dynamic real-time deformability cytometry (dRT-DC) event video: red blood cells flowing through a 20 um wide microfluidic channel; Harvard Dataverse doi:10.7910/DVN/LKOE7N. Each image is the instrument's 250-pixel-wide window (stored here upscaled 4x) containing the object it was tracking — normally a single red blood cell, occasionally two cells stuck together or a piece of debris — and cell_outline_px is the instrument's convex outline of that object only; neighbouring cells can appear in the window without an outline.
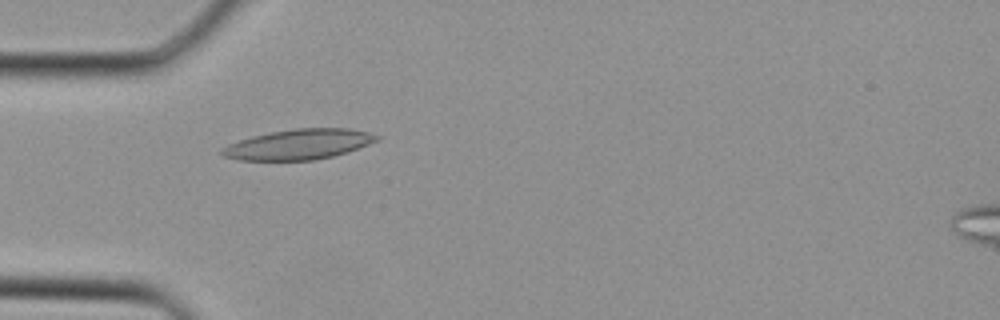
{"species": "Egyptian fruit bat (a non-hibernating species)", "species_latin": "Rousettus aegyptiacus", "temperature_condition": "cold", "stored_images_in_passage": 31, "camera_frame_rate_fps": 3000, "um_per_image_px": 0.085, "animal": {"sex": "female"}, "frame": {"image": 1, "passage_image": 6, "time_ms": 1.667, "image_size_px": [1000, 320], "cell_outline_px": [[380, 140], [348, 152], [316, 160], [240, 160], [224, 156], [220, 152], [220, 148], [228, 144], [252, 136], [272, 132], [296, 128], [348, 128], [368, 132], [380, 136]], "centroid_in_image_um": [25.41, 12.27], "position_along_channel_um": 59.6, "area_um2": 27.28}}
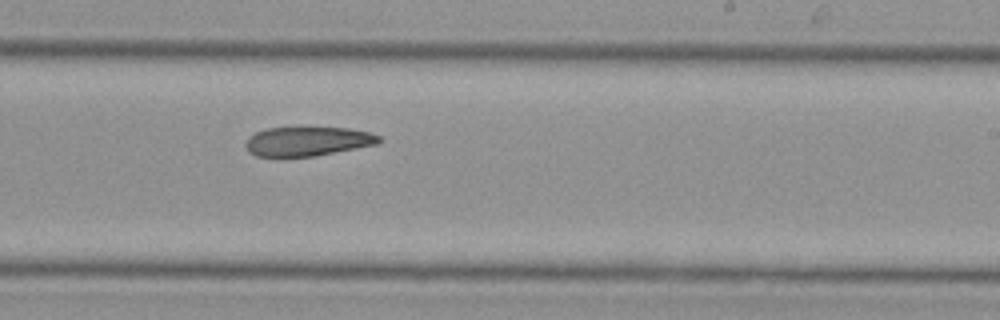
{"frame": {"image": 2, "passage_image": 17, "time_ms": 5.333, "image_size_px": [1000, 320], "cell_outline_px": [[384, 140], [380, 144], [316, 156], [280, 160], [256, 156], [248, 152], [244, 144], [248, 136], [264, 128], [348, 128], [368, 132], [380, 136]], "centroid_in_image_um": [26.09, 12.07], "position_along_channel_um": 262.9, "area_um2": 23.76}}
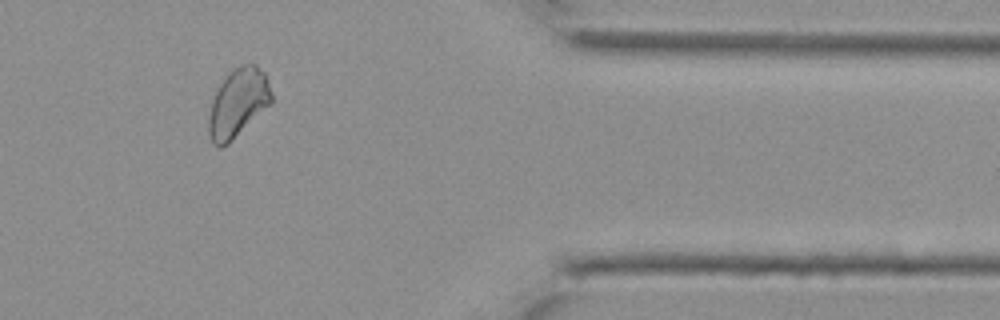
{"frame": {"image": 3, "passage_image": 25, "time_ms": 8.0, "image_size_px": [1000, 320], "cell_outline_px": [[272, 104], [228, 144], [220, 148], [216, 148], [212, 144], [208, 132], [208, 116], [212, 100], [220, 84], [228, 72], [232, 68], [244, 64], [256, 64], [264, 72], [268, 80], [272, 92]], "centroid_in_image_um": [20.23, 8.77], "position_along_channel_um": 391.2, "area_um2": 25.49}}